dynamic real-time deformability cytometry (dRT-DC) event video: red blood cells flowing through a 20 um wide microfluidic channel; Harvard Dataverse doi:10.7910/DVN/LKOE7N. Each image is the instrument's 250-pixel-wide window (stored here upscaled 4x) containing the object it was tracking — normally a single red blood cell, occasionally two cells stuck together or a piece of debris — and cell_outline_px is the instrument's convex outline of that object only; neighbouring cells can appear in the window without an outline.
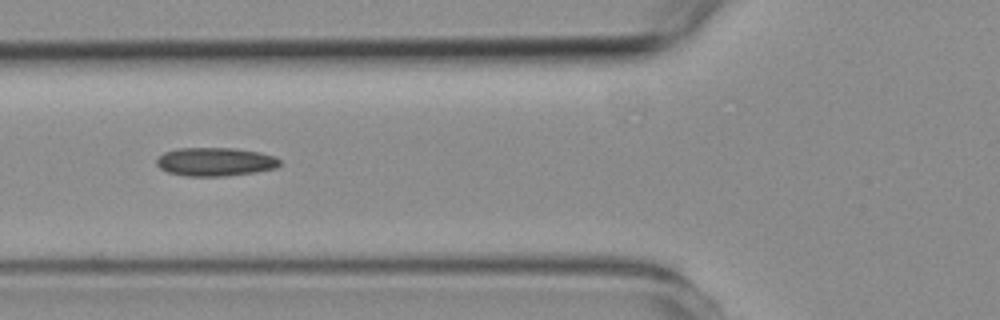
{"species": "common noctule bat (a hibernating species)", "species_latin": "Nyctalus noctula", "temperature_condition": "room temperature", "stored_images_in_passage": 7, "camera_frame_rate_fps": 3000, "um_per_image_px": 0.085, "animal": {"sex": "female", "body_mass_g": 19.3, "forearm_length_mm": 54.1}, "frame": {"image": 1, "passage_image": 5, "time_ms": 4.667, "image_size_px": [1000, 320], "cell_outline_px": [[280, 164], [276, 168], [256, 172], [224, 176], [184, 176], [168, 172], [160, 168], [156, 164], [156, 160], [164, 152], [180, 148], [236, 148], [260, 152], [276, 156], [280, 160]], "centroid_in_image_um": [18.31, 13.75], "position_along_channel_um": 107.5, "area_um2": 20.58}}
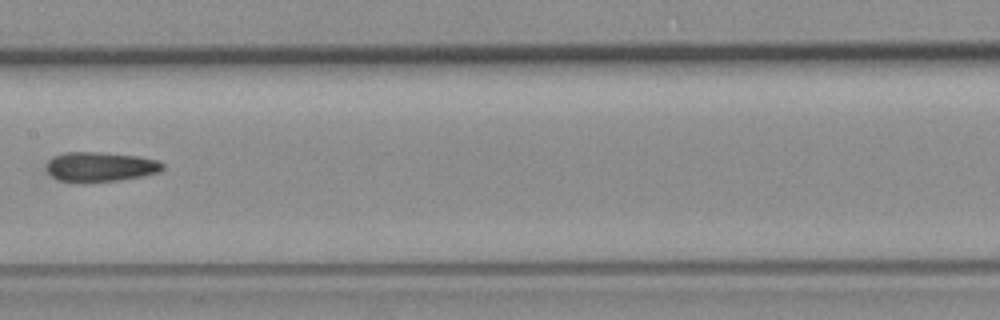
{"frame": {"image": 2, "passage_image": 7, "time_ms": 7.0, "image_size_px": [1000, 320], "cell_outline_px": [[164, 168], [160, 172], [120, 180], [56, 180], [48, 176], [44, 168], [44, 164], [52, 156], [64, 152], [100, 152], [136, 156], [156, 160], [164, 164]], "centroid_in_image_um": [8.45, 14.15], "position_along_channel_um": 199.0, "area_um2": 19.88}}